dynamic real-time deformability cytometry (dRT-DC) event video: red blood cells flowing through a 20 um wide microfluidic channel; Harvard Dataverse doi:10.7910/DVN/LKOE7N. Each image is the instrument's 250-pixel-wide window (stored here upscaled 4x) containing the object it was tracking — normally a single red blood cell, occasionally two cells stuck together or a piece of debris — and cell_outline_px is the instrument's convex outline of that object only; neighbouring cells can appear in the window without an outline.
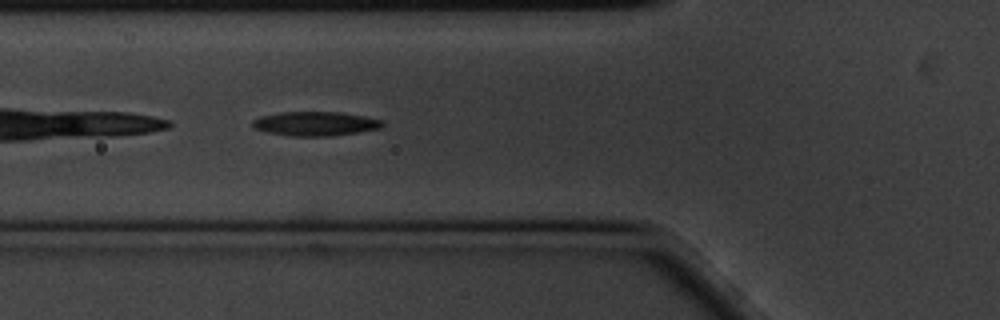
{"species": "common noctule bat (a hibernating species)", "species_latin": "Nyctalus noctula", "temperature_condition": "cold", "stored_images_in_passage": 38, "camera_frame_rate_fps": 3000, "um_per_image_px": 0.085, "animal": {"sex": "male", "body_mass_g": 20.1, "forearm_length_mm": 53.5}, "frame": {"image": 1, "passage_image": 5, "time_ms": 1.333, "image_size_px": [1000, 320], "cell_outline_px": [[384, 124], [380, 128], [360, 132], [328, 136], [292, 136], [268, 132], [252, 128], [252, 120], [260, 116], [280, 112], [340, 112], [364, 116], [380, 120]], "centroid_in_image_um": [26.76, 10.51], "position_along_channel_um": 99.0, "area_um2": 18.26}}
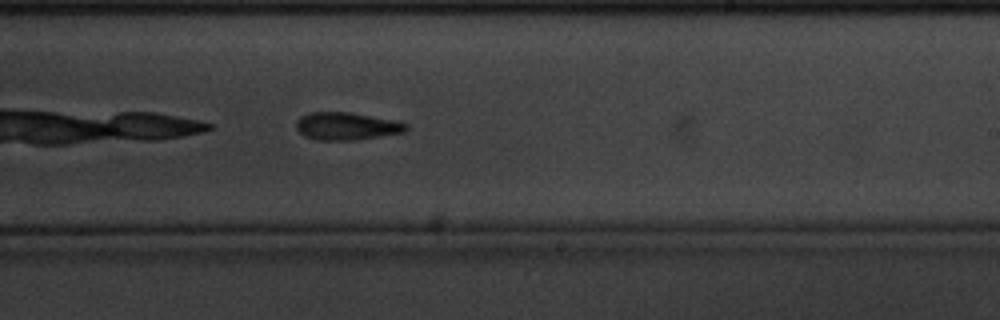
{"frame": {"image": 2, "passage_image": 19, "time_ms": 6.0, "image_size_px": [1000, 320], "cell_outline_px": [[408, 128], [404, 132], [352, 140], [316, 140], [304, 136], [296, 128], [296, 120], [300, 116], [308, 112], [348, 112], [396, 120], [408, 124]], "centroid_in_image_um": [29.42, 10.71], "position_along_channel_um": 259.6, "area_um2": 17.69}}
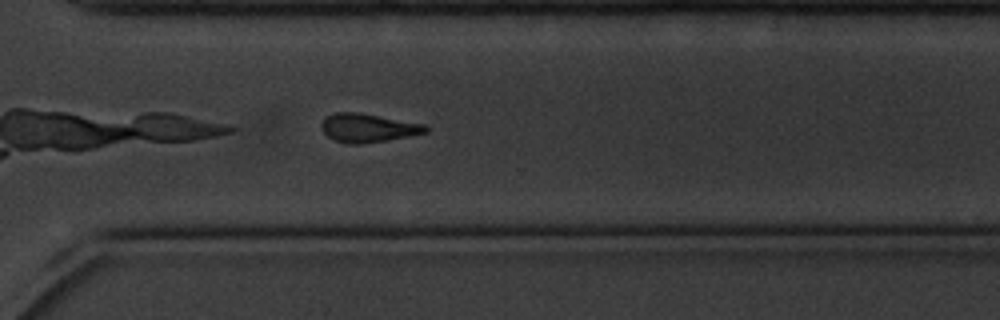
{"frame": {"image": 3, "passage_image": 26, "time_ms": 8.333, "image_size_px": [1000, 320], "cell_outline_px": [[428, 132], [388, 140], [360, 144], [348, 144], [336, 140], [328, 136], [320, 128], [320, 124], [328, 116], [336, 112], [360, 112], [424, 124], [428, 128]], "centroid_in_image_um": [31.27, 10.87], "position_along_channel_um": 339.3, "area_um2": 17.28}, "authors_computed_cell_mechanics": {"area_um2": 17.9469, "velocity_mm_per_s": 3.4331, "shape_relaxation_time_tau1_ms": 7.1254, "shape_relaxation_time_tau2_ms": 7.5669, "deformation_change_tau1": 0.173, "deformation_change_tau2": 0.1991}}